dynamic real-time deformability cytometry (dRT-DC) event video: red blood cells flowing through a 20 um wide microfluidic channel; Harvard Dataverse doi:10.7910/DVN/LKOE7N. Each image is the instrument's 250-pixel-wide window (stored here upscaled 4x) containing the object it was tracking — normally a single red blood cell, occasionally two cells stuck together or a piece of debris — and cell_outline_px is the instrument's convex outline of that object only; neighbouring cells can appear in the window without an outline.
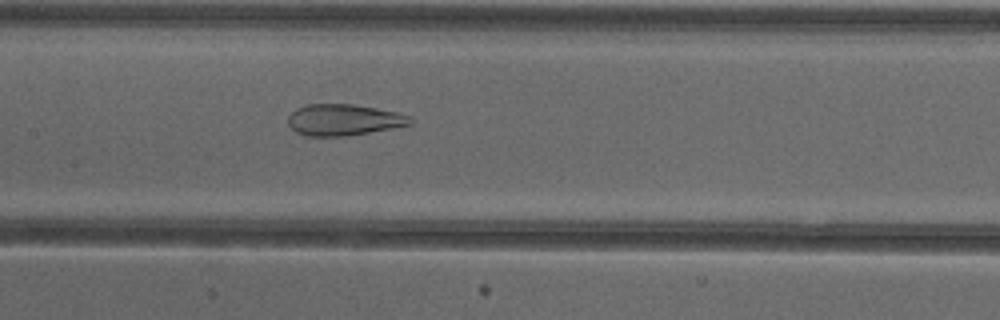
{"species": "common noctule bat (a hibernating species)", "species_latin": "Nyctalus noctula", "temperature_condition": "cold", "stored_images_in_passage": 46, "camera_frame_rate_fps": 3000, "um_per_image_px": 0.085, "animal": {"sex": "female"}, "frame": {"image": 1, "passage_image": 26, "time_ms": 8.333, "image_size_px": [1000, 320], "cell_outline_px": [[412, 124], [392, 128], [348, 136], [304, 136], [296, 132], [288, 124], [288, 116], [296, 108], [308, 104], [352, 104], [376, 108], [396, 112], [412, 116]], "centroid_in_image_um": [29.2, 10.19], "position_along_channel_um": 178.2, "area_um2": 22.37}, "authors_computed_cell_mechanics": {"area_um2": 28.7266, "velocity_mm_per_s": 3.8602, "shape_relaxation_time_tau1_ms": null, "shape_relaxation_time_tau2_ms": 1.4038, "deformation_change_tau1": null, "deformation_change_tau2": 0.097}}